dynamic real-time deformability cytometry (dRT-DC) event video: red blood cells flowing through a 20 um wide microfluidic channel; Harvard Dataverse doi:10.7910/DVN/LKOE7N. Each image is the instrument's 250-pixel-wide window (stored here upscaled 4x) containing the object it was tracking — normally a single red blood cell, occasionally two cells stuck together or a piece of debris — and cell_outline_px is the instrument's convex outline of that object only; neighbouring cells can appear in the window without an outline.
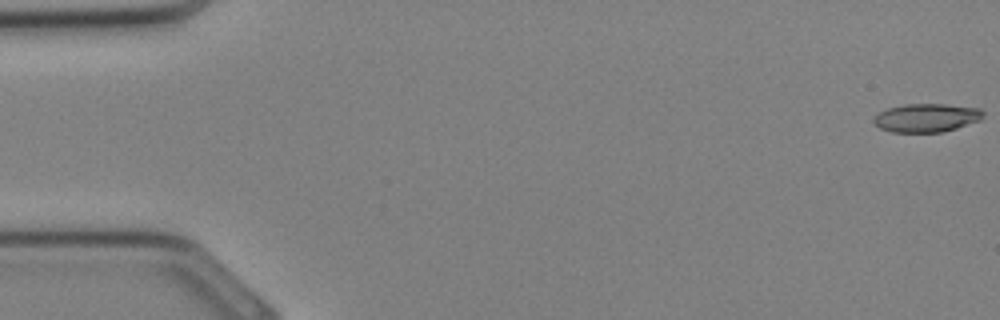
{"species": "Egyptian fruit bat (a non-hibernating species)", "species_latin": "Rousettus aegyptiacus", "temperature_condition": "cold", "stored_images_in_passage": 10, "camera_frame_rate_fps": 3000, "um_per_image_px": 0.085, "animal": {"sex": "female"}, "frame": {"image": 1, "passage_image": 1, "time_ms": 0.0, "image_size_px": [1000, 320], "cell_outline_px": [[984, 116], [980, 120], [944, 132], [892, 132], [880, 128], [872, 124], [872, 120], [880, 112], [888, 108], [904, 104], [944, 104], [980, 108], [984, 112]], "centroid_in_image_um": [78.75, 10.01], "position_along_channel_um": 6.3, "area_um2": 18.21}}